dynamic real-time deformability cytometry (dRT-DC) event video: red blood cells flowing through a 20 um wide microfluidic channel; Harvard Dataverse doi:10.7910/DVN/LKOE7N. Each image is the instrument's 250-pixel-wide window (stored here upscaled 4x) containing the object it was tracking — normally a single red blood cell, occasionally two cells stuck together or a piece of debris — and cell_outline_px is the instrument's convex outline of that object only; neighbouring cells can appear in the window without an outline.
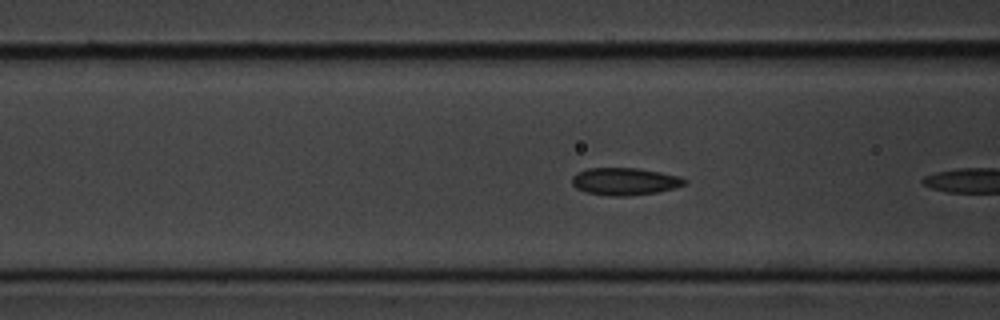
{"species": "common noctule bat (a hibernating species)", "species_latin": "Nyctalus noctula", "temperature_condition": "cold", "stored_images_in_passage": 6, "camera_frame_rate_fps": 3000, "um_per_image_px": 0.085, "animal": {"sex": "male", "body_mass_g": 20.1, "forearm_length_mm": 53.5}, "frame": {"image": 1, "passage_image": 5, "time_ms": 1.333, "image_size_px": [1000, 320], "cell_outline_px": [[688, 180], [684, 184], [672, 188], [656, 192], [628, 196], [608, 196], [584, 192], [576, 188], [572, 184], [572, 176], [576, 172], [588, 168], [636, 168], [660, 172], [680, 176]], "centroid_in_image_um": [53.05, 15.42], "position_along_channel_um": 113.5, "area_um2": 17.98}}